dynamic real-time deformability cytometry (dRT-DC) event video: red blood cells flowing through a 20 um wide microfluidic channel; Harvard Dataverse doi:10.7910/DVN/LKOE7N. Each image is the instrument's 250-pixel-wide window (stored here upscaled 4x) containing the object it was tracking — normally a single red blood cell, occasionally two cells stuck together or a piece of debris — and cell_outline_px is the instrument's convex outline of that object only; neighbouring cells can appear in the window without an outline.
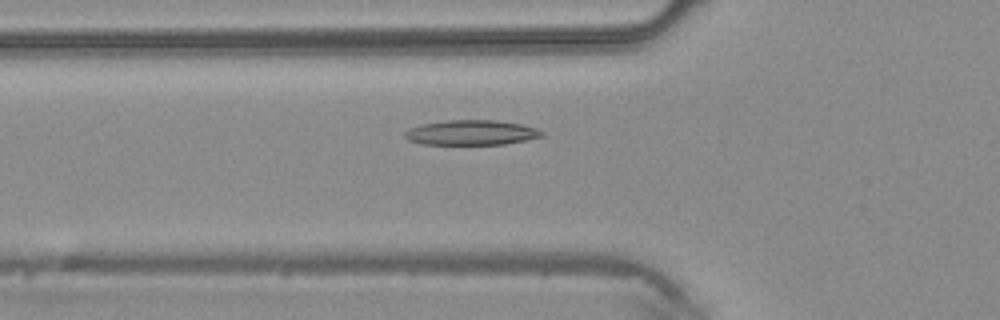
{"species": "common noctule bat (a hibernating species)", "species_latin": "Nyctalus noctula", "temperature_condition": "warm", "stored_images_in_passage": 42, "camera_frame_rate_fps": 3000, "um_per_image_px": 0.085, "animal": {"sex": "male", "body_mass_g": 20.4}, "frame": {"image": 1, "passage_image": 12, "time_ms": 3.667, "image_size_px": [1000, 320], "cell_outline_px": [[544, 136], [504, 144], [424, 144], [408, 140], [404, 136], [404, 132], [408, 128], [424, 124], [448, 120], [496, 120], [520, 124], [536, 128], [544, 132]], "centroid_in_image_um": [40.06, 11.27], "position_along_channel_um": 85.7, "area_um2": 19.77}}
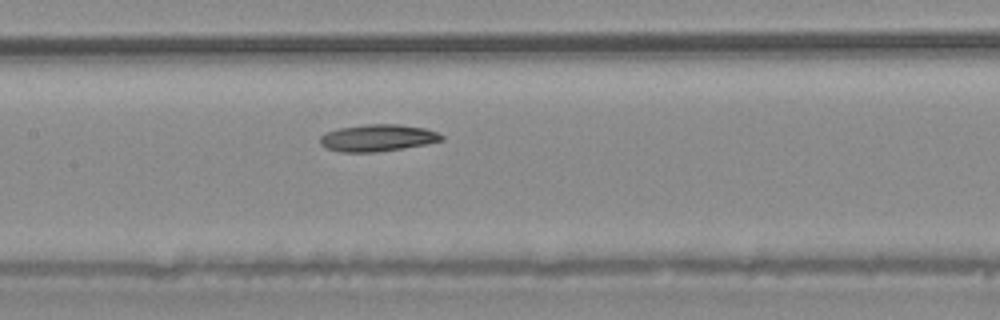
{"frame": {"image": 2, "passage_image": 18, "time_ms": 5.667, "image_size_px": [1000, 320], "cell_outline_px": [[444, 140], [428, 144], [376, 152], [340, 152], [324, 148], [320, 144], [320, 136], [324, 132], [340, 128], [364, 124], [400, 124], [424, 128], [436, 132], [444, 136]], "centroid_in_image_um": [32.07, 11.72], "position_along_channel_um": 175.3, "area_um2": 19.25}}
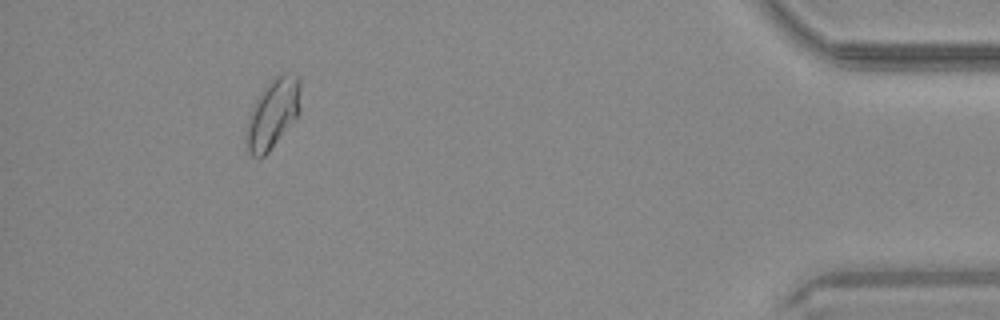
{"frame": {"image": 3, "passage_image": 38, "time_ms": 12.333, "image_size_px": [1000, 320], "cell_outline_px": [[300, 112], [268, 152], [260, 160], [252, 156], [248, 152], [244, 140], [244, 136], [248, 116], [256, 100], [264, 88], [280, 72], [284, 72], [300, 76]], "centroid_in_image_um": [23.16, 9.67], "position_along_channel_um": 412.0, "area_um2": 22.14}}